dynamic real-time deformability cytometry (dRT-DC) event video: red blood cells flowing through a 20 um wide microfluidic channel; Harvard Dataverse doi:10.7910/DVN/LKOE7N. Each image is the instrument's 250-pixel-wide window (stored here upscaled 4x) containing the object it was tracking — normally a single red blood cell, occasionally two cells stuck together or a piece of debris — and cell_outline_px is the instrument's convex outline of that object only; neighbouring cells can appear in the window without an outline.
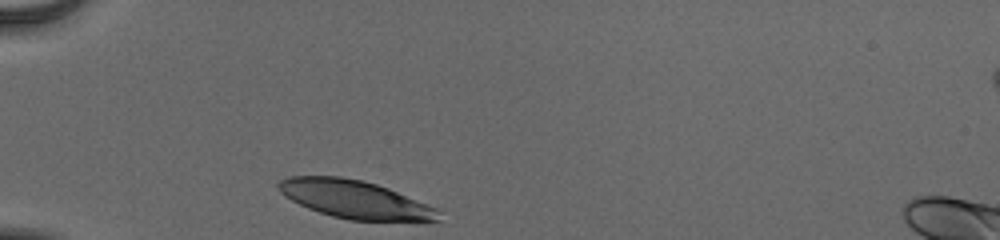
{"species": "human", "species_latin": "Homo sapiens", "temperature_condition": "cold", "stored_images_in_passage": 30, "camera_frame_rate_fps": 3000, "um_per_image_px": 0.085, "donor": {"sex": "male"}, "frame": {"image": 1, "passage_image": 1, "time_ms": 0.0, "image_size_px": [1000, 240], "cell_outline_px": [[440, 220], [416, 224], [348, 220], [332, 216], [308, 208], [292, 200], [280, 192], [276, 184], [280, 180], [288, 176], [340, 176], [360, 180], [376, 184], [388, 188], [436, 208]], "centroid_in_image_um": [30.24, 17.0], "position_along_channel_um": 54.8, "area_um2": 36.13}}
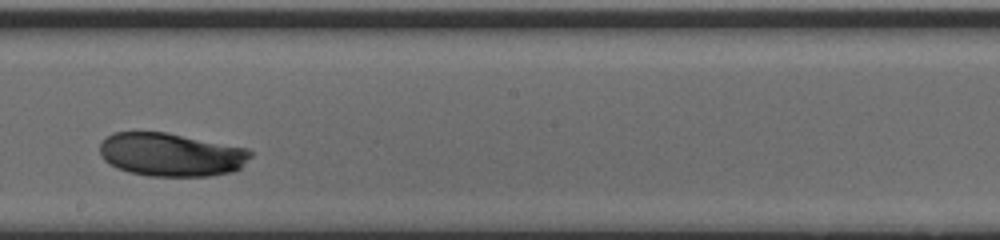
{"frame": {"image": 2, "passage_image": 17, "time_ms": 5.333, "image_size_px": [1000, 240], "cell_outline_px": [[252, 156], [240, 168], [232, 172], [212, 176], [148, 176], [128, 172], [116, 168], [104, 160], [100, 152], [100, 144], [108, 136], [116, 132], [168, 132], [248, 148], [252, 152]], "centroid_in_image_um": [14.57, 13.15], "position_along_channel_um": 233.6, "area_um2": 38.32}}
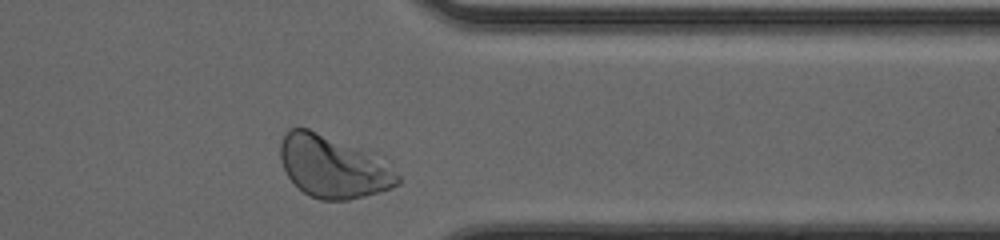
{"frame": {"image": 3, "passage_image": 29, "time_ms": 9.333, "image_size_px": [1000, 240], "cell_outline_px": [[400, 184], [392, 188], [364, 196], [348, 200], [320, 200], [308, 196], [288, 176], [280, 160], [280, 144], [288, 128], [308, 128], [364, 152], [400, 176]], "centroid_in_image_um": [28.22, 14.21], "position_along_channel_um": 383.2, "area_um2": 41.04}, "authors_computed_cell_mechanics": {"area_um2": 38.3214, "velocity_mm_per_s": 3.7897, "shape_relaxation_time_tau1_ms": 3.4128, "shape_relaxation_time_tau2_ms": null, "deformation_change_tau1": 0.1301, "deformation_change_tau2": null}}